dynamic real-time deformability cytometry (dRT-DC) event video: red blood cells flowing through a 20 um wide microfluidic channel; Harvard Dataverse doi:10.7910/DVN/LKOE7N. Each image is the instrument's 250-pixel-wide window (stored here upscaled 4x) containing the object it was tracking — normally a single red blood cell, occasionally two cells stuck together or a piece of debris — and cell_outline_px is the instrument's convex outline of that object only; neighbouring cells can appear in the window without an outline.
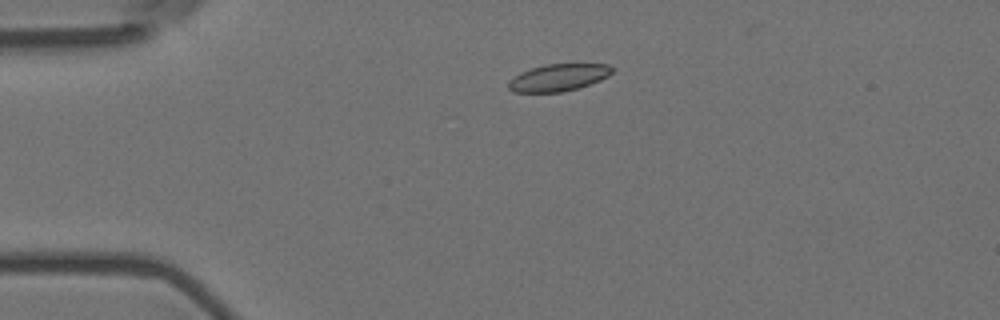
{"species": "Egyptian fruit bat (a non-hibernating species)", "species_latin": "Rousettus aegyptiacus", "temperature_condition": "room temperature", "stored_images_in_passage": 6, "camera_frame_rate_fps": 3000, "um_per_image_px": 0.085, "animal": {"sex": "female"}, "frame": {"image": 1, "passage_image": 6, "time_ms": 1.667, "image_size_px": [1000, 320], "cell_outline_px": [[612, 72], [608, 76], [600, 80], [564, 92], [512, 92], [508, 88], [508, 84], [520, 72], [544, 64], [608, 64], [612, 68]], "centroid_in_image_um": [47.46, 6.59], "position_along_channel_um": 37.5, "area_um2": 16.13}}